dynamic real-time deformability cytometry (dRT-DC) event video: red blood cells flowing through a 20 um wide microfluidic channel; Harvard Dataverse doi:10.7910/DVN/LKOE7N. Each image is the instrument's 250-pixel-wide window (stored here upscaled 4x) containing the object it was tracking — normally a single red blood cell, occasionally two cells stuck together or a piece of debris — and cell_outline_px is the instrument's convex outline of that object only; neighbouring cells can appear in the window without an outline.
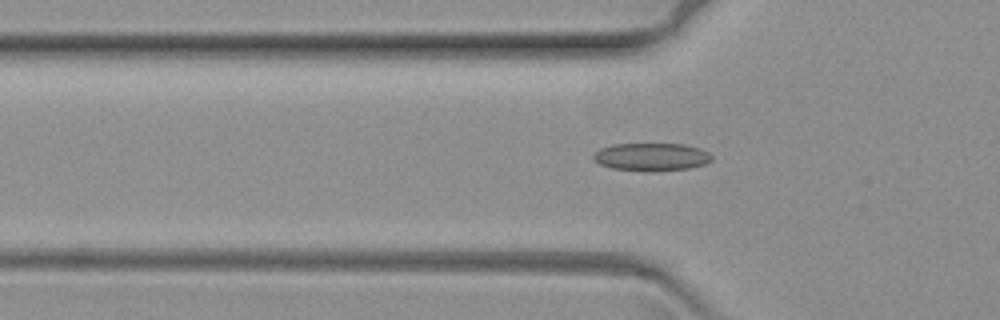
{"species": "common noctule bat (a hibernating species)", "species_latin": "Nyctalus noctula", "temperature_condition": "warm", "stored_images_in_passage": 58, "camera_frame_rate_fps": 3000, "um_per_image_px": 0.085, "animal": {"sex": "female", "body_mass_g": 19.3, "forearm_length_mm": 54.1}, "frame": {"image": 1, "passage_image": 22, "time_ms": 7.0, "image_size_px": [1000, 320], "cell_outline_px": [[712, 160], [704, 164], [688, 168], [652, 172], [644, 172], [612, 168], [600, 164], [592, 160], [592, 156], [600, 148], [612, 144], [684, 144], [700, 148], [708, 152], [712, 156]], "centroid_in_image_um": [55.35, 13.34], "position_along_channel_um": 70.5, "area_um2": 19.42}}
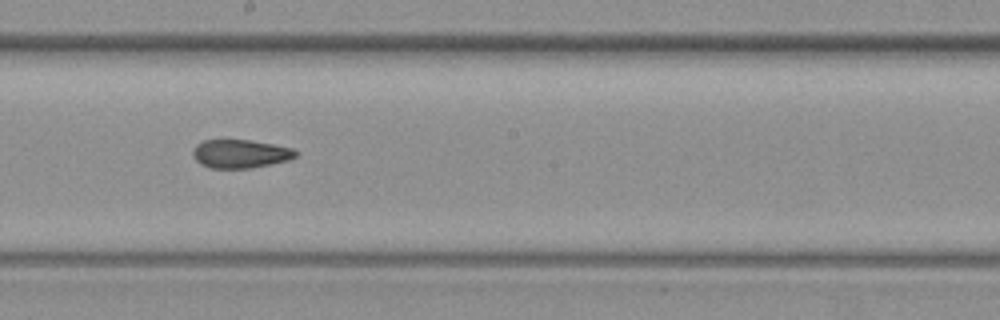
{"frame": {"image": 2, "passage_image": 37, "time_ms": 12.0, "image_size_px": [1000, 320], "cell_outline_px": [[296, 156], [288, 160], [248, 168], [208, 168], [200, 164], [196, 160], [192, 152], [196, 144], [204, 140], [252, 140], [292, 148], [296, 152]], "centroid_in_image_um": [20.38, 13.07], "position_along_channel_um": 227.8, "area_um2": 16.88}}
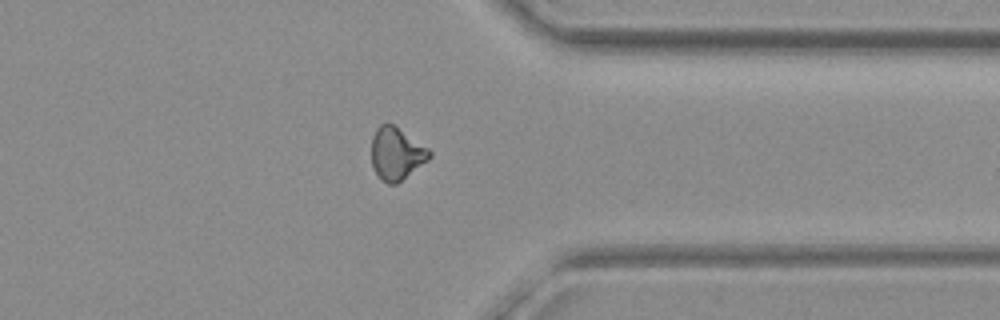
{"frame": {"image": 3, "passage_image": 52, "time_ms": 17.0, "image_size_px": [1000, 320], "cell_outline_px": [[432, 156], [428, 160], [396, 184], [388, 184], [372, 168], [372, 136], [376, 128], [380, 124], [392, 124], [428, 148], [432, 152]], "centroid_in_image_um": [33.69, 13.05], "position_along_channel_um": 377.7, "area_um2": 17.4}}